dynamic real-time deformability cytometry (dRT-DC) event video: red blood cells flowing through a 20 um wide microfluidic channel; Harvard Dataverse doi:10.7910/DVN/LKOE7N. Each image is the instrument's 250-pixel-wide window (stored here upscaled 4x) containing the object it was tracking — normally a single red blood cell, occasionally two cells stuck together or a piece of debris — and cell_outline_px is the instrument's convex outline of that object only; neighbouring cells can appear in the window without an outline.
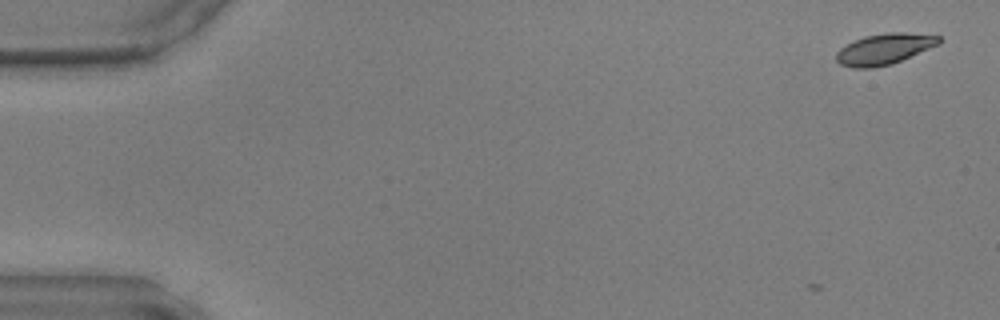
{"species": "common noctule bat (a hibernating species)", "species_latin": "Nyctalus noctula", "temperature_condition": "warm", "stored_images_in_passage": 3, "camera_frame_rate_fps": 3000, "um_per_image_px": 0.085, "animal": {"sex": "male", "body_mass_g": 17.9, "forearm_length_mm": 54.2}, "frame": {"image": 1, "passage_image": 3, "time_ms": 0.667, "image_size_px": [1000, 320], "cell_outline_px": [[940, 44], [892, 64], [872, 68], [852, 68], [840, 64], [836, 60], [836, 52], [840, 48], [864, 36], [888, 32], [904, 32], [940, 36]], "centroid_in_image_um": [75.16, 4.17], "position_along_channel_um": 9.8, "area_um2": 18.44}}